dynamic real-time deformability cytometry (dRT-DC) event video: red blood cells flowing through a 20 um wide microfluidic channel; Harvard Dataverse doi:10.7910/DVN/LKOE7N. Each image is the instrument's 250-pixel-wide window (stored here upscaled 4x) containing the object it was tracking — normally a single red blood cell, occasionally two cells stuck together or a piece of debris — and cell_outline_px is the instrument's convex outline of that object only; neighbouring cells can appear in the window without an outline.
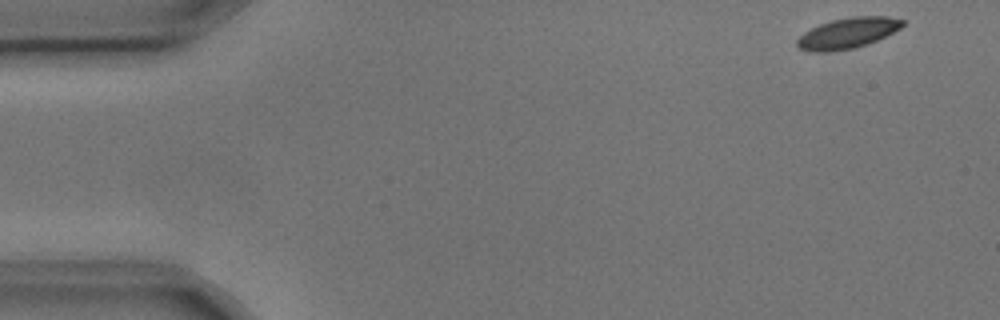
{"species": "common noctule bat (a hibernating species)", "species_latin": "Nyctalus noctula", "temperature_condition": "cold", "stored_images_in_passage": 4, "segment_of_instrument_passage": [1, 2], "camera_frame_rate_fps": 3000, "um_per_image_px": 0.085, "animal": {"sex": "male", "body_mass_g": 17.9, "forearm_length_mm": 54.2}, "frame": {"image": 1, "passage_image": 1, "time_ms": 0.0, "image_size_px": [1000, 320], "cell_outline_px": [[904, 24], [900, 28], [868, 44], [852, 48], [828, 52], [808, 52], [800, 48], [796, 44], [796, 40], [804, 32], [820, 24], [832, 20], [852, 16], [888, 16], [904, 20]], "centroid_in_image_um": [72.03, 2.81], "position_along_channel_um": 13.0, "area_um2": 18.73}}